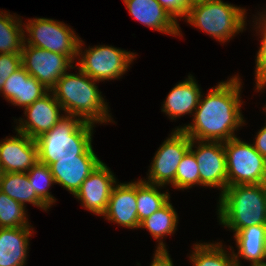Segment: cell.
Listing matches in <instances>:
<instances>
[{
	"label": "cell",
	"instance_id": "cell-31",
	"mask_svg": "<svg viewBox=\"0 0 266 266\" xmlns=\"http://www.w3.org/2000/svg\"><path fill=\"white\" fill-rule=\"evenodd\" d=\"M22 66L21 54H0V92L7 78Z\"/></svg>",
	"mask_w": 266,
	"mask_h": 266
},
{
	"label": "cell",
	"instance_id": "cell-34",
	"mask_svg": "<svg viewBox=\"0 0 266 266\" xmlns=\"http://www.w3.org/2000/svg\"><path fill=\"white\" fill-rule=\"evenodd\" d=\"M156 253L154 254V259L150 266H173L172 260L169 256L167 249L165 248V244L161 240L158 243Z\"/></svg>",
	"mask_w": 266,
	"mask_h": 266
},
{
	"label": "cell",
	"instance_id": "cell-35",
	"mask_svg": "<svg viewBox=\"0 0 266 266\" xmlns=\"http://www.w3.org/2000/svg\"><path fill=\"white\" fill-rule=\"evenodd\" d=\"M253 146L262 156L266 157V124L256 135Z\"/></svg>",
	"mask_w": 266,
	"mask_h": 266
},
{
	"label": "cell",
	"instance_id": "cell-18",
	"mask_svg": "<svg viewBox=\"0 0 266 266\" xmlns=\"http://www.w3.org/2000/svg\"><path fill=\"white\" fill-rule=\"evenodd\" d=\"M31 227L0 228V266H24Z\"/></svg>",
	"mask_w": 266,
	"mask_h": 266
},
{
	"label": "cell",
	"instance_id": "cell-4",
	"mask_svg": "<svg viewBox=\"0 0 266 266\" xmlns=\"http://www.w3.org/2000/svg\"><path fill=\"white\" fill-rule=\"evenodd\" d=\"M93 127L81 118L65 115L51 130L35 139L39 162L50 166L58 158H78L92 145Z\"/></svg>",
	"mask_w": 266,
	"mask_h": 266
},
{
	"label": "cell",
	"instance_id": "cell-24",
	"mask_svg": "<svg viewBox=\"0 0 266 266\" xmlns=\"http://www.w3.org/2000/svg\"><path fill=\"white\" fill-rule=\"evenodd\" d=\"M178 223V215L172 204L168 201L158 211L154 212L148 218L140 223L139 228L148 229L151 235L158 239L164 235H170L175 232Z\"/></svg>",
	"mask_w": 266,
	"mask_h": 266
},
{
	"label": "cell",
	"instance_id": "cell-19",
	"mask_svg": "<svg viewBox=\"0 0 266 266\" xmlns=\"http://www.w3.org/2000/svg\"><path fill=\"white\" fill-rule=\"evenodd\" d=\"M234 237L238 247V253L233 252L237 266H240L239 257L251 261V266L266 264V225L240 229Z\"/></svg>",
	"mask_w": 266,
	"mask_h": 266
},
{
	"label": "cell",
	"instance_id": "cell-17",
	"mask_svg": "<svg viewBox=\"0 0 266 266\" xmlns=\"http://www.w3.org/2000/svg\"><path fill=\"white\" fill-rule=\"evenodd\" d=\"M129 13L143 25L162 33L180 35L179 24L157 0H123Z\"/></svg>",
	"mask_w": 266,
	"mask_h": 266
},
{
	"label": "cell",
	"instance_id": "cell-1",
	"mask_svg": "<svg viewBox=\"0 0 266 266\" xmlns=\"http://www.w3.org/2000/svg\"><path fill=\"white\" fill-rule=\"evenodd\" d=\"M241 82L234 76L211 88L207 96L199 99L193 114V123L182 129L191 140L226 142L236 137L234 132L244 123L240 112Z\"/></svg>",
	"mask_w": 266,
	"mask_h": 266
},
{
	"label": "cell",
	"instance_id": "cell-23",
	"mask_svg": "<svg viewBox=\"0 0 266 266\" xmlns=\"http://www.w3.org/2000/svg\"><path fill=\"white\" fill-rule=\"evenodd\" d=\"M21 25V20L15 15L0 12V54H21L26 37Z\"/></svg>",
	"mask_w": 266,
	"mask_h": 266
},
{
	"label": "cell",
	"instance_id": "cell-12",
	"mask_svg": "<svg viewBox=\"0 0 266 266\" xmlns=\"http://www.w3.org/2000/svg\"><path fill=\"white\" fill-rule=\"evenodd\" d=\"M49 92L25 107L24 114L27 120L19 118L21 120H19V125L15 128L16 131L36 139L51 130L64 117L59 112L63 110L62 106L58 103L53 93Z\"/></svg>",
	"mask_w": 266,
	"mask_h": 266
},
{
	"label": "cell",
	"instance_id": "cell-15",
	"mask_svg": "<svg viewBox=\"0 0 266 266\" xmlns=\"http://www.w3.org/2000/svg\"><path fill=\"white\" fill-rule=\"evenodd\" d=\"M17 134L0 142V163L4 173L27 172L39 161L36 140L19 131Z\"/></svg>",
	"mask_w": 266,
	"mask_h": 266
},
{
	"label": "cell",
	"instance_id": "cell-33",
	"mask_svg": "<svg viewBox=\"0 0 266 266\" xmlns=\"http://www.w3.org/2000/svg\"><path fill=\"white\" fill-rule=\"evenodd\" d=\"M21 87V67L11 74L4 83L1 93L4 94V98L11 103L20 98Z\"/></svg>",
	"mask_w": 266,
	"mask_h": 266
},
{
	"label": "cell",
	"instance_id": "cell-22",
	"mask_svg": "<svg viewBox=\"0 0 266 266\" xmlns=\"http://www.w3.org/2000/svg\"><path fill=\"white\" fill-rule=\"evenodd\" d=\"M161 185L151 184L144 180L136 181L137 215L139 223L158 211L170 199L168 192L161 193Z\"/></svg>",
	"mask_w": 266,
	"mask_h": 266
},
{
	"label": "cell",
	"instance_id": "cell-20",
	"mask_svg": "<svg viewBox=\"0 0 266 266\" xmlns=\"http://www.w3.org/2000/svg\"><path fill=\"white\" fill-rule=\"evenodd\" d=\"M201 91L192 76L178 83L169 92L162 111L174 120L185 114H190L198 107Z\"/></svg>",
	"mask_w": 266,
	"mask_h": 266
},
{
	"label": "cell",
	"instance_id": "cell-30",
	"mask_svg": "<svg viewBox=\"0 0 266 266\" xmlns=\"http://www.w3.org/2000/svg\"><path fill=\"white\" fill-rule=\"evenodd\" d=\"M261 30V46L256 56V87L261 85L266 80V13L261 14L259 21L255 22Z\"/></svg>",
	"mask_w": 266,
	"mask_h": 266
},
{
	"label": "cell",
	"instance_id": "cell-29",
	"mask_svg": "<svg viewBox=\"0 0 266 266\" xmlns=\"http://www.w3.org/2000/svg\"><path fill=\"white\" fill-rule=\"evenodd\" d=\"M49 92L35 77H32L21 66L20 98H16L12 104L19 107H27Z\"/></svg>",
	"mask_w": 266,
	"mask_h": 266
},
{
	"label": "cell",
	"instance_id": "cell-32",
	"mask_svg": "<svg viewBox=\"0 0 266 266\" xmlns=\"http://www.w3.org/2000/svg\"><path fill=\"white\" fill-rule=\"evenodd\" d=\"M166 12L177 22V17L186 18L192 0H157Z\"/></svg>",
	"mask_w": 266,
	"mask_h": 266
},
{
	"label": "cell",
	"instance_id": "cell-14",
	"mask_svg": "<svg viewBox=\"0 0 266 266\" xmlns=\"http://www.w3.org/2000/svg\"><path fill=\"white\" fill-rule=\"evenodd\" d=\"M114 184H117L115 176L106 164L101 162L82 182L80 189L74 196L90 212L98 216L103 215L106 211Z\"/></svg>",
	"mask_w": 266,
	"mask_h": 266
},
{
	"label": "cell",
	"instance_id": "cell-3",
	"mask_svg": "<svg viewBox=\"0 0 266 266\" xmlns=\"http://www.w3.org/2000/svg\"><path fill=\"white\" fill-rule=\"evenodd\" d=\"M220 195L221 224L235 233L249 226L265 225L266 184L227 186Z\"/></svg>",
	"mask_w": 266,
	"mask_h": 266
},
{
	"label": "cell",
	"instance_id": "cell-2",
	"mask_svg": "<svg viewBox=\"0 0 266 266\" xmlns=\"http://www.w3.org/2000/svg\"><path fill=\"white\" fill-rule=\"evenodd\" d=\"M78 70V74L66 72L50 91L66 115L79 117L94 125L111 122L108 105L96 86L97 81Z\"/></svg>",
	"mask_w": 266,
	"mask_h": 266
},
{
	"label": "cell",
	"instance_id": "cell-21",
	"mask_svg": "<svg viewBox=\"0 0 266 266\" xmlns=\"http://www.w3.org/2000/svg\"><path fill=\"white\" fill-rule=\"evenodd\" d=\"M0 191L7 194L18 203L25 205L31 203L43 210L49 207L36 195L33 186L30 184L26 172L3 173L0 178Z\"/></svg>",
	"mask_w": 266,
	"mask_h": 266
},
{
	"label": "cell",
	"instance_id": "cell-10",
	"mask_svg": "<svg viewBox=\"0 0 266 266\" xmlns=\"http://www.w3.org/2000/svg\"><path fill=\"white\" fill-rule=\"evenodd\" d=\"M21 57L24 69L48 91L56 85L69 67L73 69V62L66 55L29 46L26 42L23 44Z\"/></svg>",
	"mask_w": 266,
	"mask_h": 266
},
{
	"label": "cell",
	"instance_id": "cell-11",
	"mask_svg": "<svg viewBox=\"0 0 266 266\" xmlns=\"http://www.w3.org/2000/svg\"><path fill=\"white\" fill-rule=\"evenodd\" d=\"M195 142L198 147L193 150ZM190 150L194 153L200 172V185L221 188L227 187V163L223 142L191 140Z\"/></svg>",
	"mask_w": 266,
	"mask_h": 266
},
{
	"label": "cell",
	"instance_id": "cell-7",
	"mask_svg": "<svg viewBox=\"0 0 266 266\" xmlns=\"http://www.w3.org/2000/svg\"><path fill=\"white\" fill-rule=\"evenodd\" d=\"M223 144L227 163V186L265 184V157L253 144L237 137Z\"/></svg>",
	"mask_w": 266,
	"mask_h": 266
},
{
	"label": "cell",
	"instance_id": "cell-28",
	"mask_svg": "<svg viewBox=\"0 0 266 266\" xmlns=\"http://www.w3.org/2000/svg\"><path fill=\"white\" fill-rule=\"evenodd\" d=\"M200 185V172L194 153L189 149L178 165L175 176V188L188 189Z\"/></svg>",
	"mask_w": 266,
	"mask_h": 266
},
{
	"label": "cell",
	"instance_id": "cell-9",
	"mask_svg": "<svg viewBox=\"0 0 266 266\" xmlns=\"http://www.w3.org/2000/svg\"><path fill=\"white\" fill-rule=\"evenodd\" d=\"M190 144V137L182 129H175L156 152L148 180L144 181L161 186L171 183L175 187L178 165L190 149Z\"/></svg>",
	"mask_w": 266,
	"mask_h": 266
},
{
	"label": "cell",
	"instance_id": "cell-39",
	"mask_svg": "<svg viewBox=\"0 0 266 266\" xmlns=\"http://www.w3.org/2000/svg\"><path fill=\"white\" fill-rule=\"evenodd\" d=\"M200 1H206V0H192V3L200 2Z\"/></svg>",
	"mask_w": 266,
	"mask_h": 266
},
{
	"label": "cell",
	"instance_id": "cell-16",
	"mask_svg": "<svg viewBox=\"0 0 266 266\" xmlns=\"http://www.w3.org/2000/svg\"><path fill=\"white\" fill-rule=\"evenodd\" d=\"M103 216L127 228L140 227L137 215L136 182L114 185Z\"/></svg>",
	"mask_w": 266,
	"mask_h": 266
},
{
	"label": "cell",
	"instance_id": "cell-8",
	"mask_svg": "<svg viewBox=\"0 0 266 266\" xmlns=\"http://www.w3.org/2000/svg\"><path fill=\"white\" fill-rule=\"evenodd\" d=\"M85 51L76 66L98 82L119 79L135 58V53L105 45Z\"/></svg>",
	"mask_w": 266,
	"mask_h": 266
},
{
	"label": "cell",
	"instance_id": "cell-25",
	"mask_svg": "<svg viewBox=\"0 0 266 266\" xmlns=\"http://www.w3.org/2000/svg\"><path fill=\"white\" fill-rule=\"evenodd\" d=\"M193 266H237L233 252L228 254L221 243H199L190 256Z\"/></svg>",
	"mask_w": 266,
	"mask_h": 266
},
{
	"label": "cell",
	"instance_id": "cell-36",
	"mask_svg": "<svg viewBox=\"0 0 266 266\" xmlns=\"http://www.w3.org/2000/svg\"><path fill=\"white\" fill-rule=\"evenodd\" d=\"M266 86V80L259 86L256 87V90H262Z\"/></svg>",
	"mask_w": 266,
	"mask_h": 266
},
{
	"label": "cell",
	"instance_id": "cell-26",
	"mask_svg": "<svg viewBox=\"0 0 266 266\" xmlns=\"http://www.w3.org/2000/svg\"><path fill=\"white\" fill-rule=\"evenodd\" d=\"M26 173L36 195L50 208L56 201L48 192L49 186L55 183L50 167L38 161Z\"/></svg>",
	"mask_w": 266,
	"mask_h": 266
},
{
	"label": "cell",
	"instance_id": "cell-38",
	"mask_svg": "<svg viewBox=\"0 0 266 266\" xmlns=\"http://www.w3.org/2000/svg\"><path fill=\"white\" fill-rule=\"evenodd\" d=\"M265 184H266V157H265Z\"/></svg>",
	"mask_w": 266,
	"mask_h": 266
},
{
	"label": "cell",
	"instance_id": "cell-6",
	"mask_svg": "<svg viewBox=\"0 0 266 266\" xmlns=\"http://www.w3.org/2000/svg\"><path fill=\"white\" fill-rule=\"evenodd\" d=\"M29 34L26 45L66 55L72 62L82 54V40L62 22L47 18L30 19L24 27Z\"/></svg>",
	"mask_w": 266,
	"mask_h": 266
},
{
	"label": "cell",
	"instance_id": "cell-13",
	"mask_svg": "<svg viewBox=\"0 0 266 266\" xmlns=\"http://www.w3.org/2000/svg\"><path fill=\"white\" fill-rule=\"evenodd\" d=\"M102 161L94 153L92 145L78 158H58L49 167L55 183L63 186L72 195L80 189L82 182Z\"/></svg>",
	"mask_w": 266,
	"mask_h": 266
},
{
	"label": "cell",
	"instance_id": "cell-27",
	"mask_svg": "<svg viewBox=\"0 0 266 266\" xmlns=\"http://www.w3.org/2000/svg\"><path fill=\"white\" fill-rule=\"evenodd\" d=\"M25 206L0 191V228L30 227Z\"/></svg>",
	"mask_w": 266,
	"mask_h": 266
},
{
	"label": "cell",
	"instance_id": "cell-37",
	"mask_svg": "<svg viewBox=\"0 0 266 266\" xmlns=\"http://www.w3.org/2000/svg\"><path fill=\"white\" fill-rule=\"evenodd\" d=\"M3 170H2V167H1V163H0V178L2 177V175H3Z\"/></svg>",
	"mask_w": 266,
	"mask_h": 266
},
{
	"label": "cell",
	"instance_id": "cell-5",
	"mask_svg": "<svg viewBox=\"0 0 266 266\" xmlns=\"http://www.w3.org/2000/svg\"><path fill=\"white\" fill-rule=\"evenodd\" d=\"M245 15V9L222 0H206L192 3L186 20L223 43L245 29Z\"/></svg>",
	"mask_w": 266,
	"mask_h": 266
}]
</instances>
